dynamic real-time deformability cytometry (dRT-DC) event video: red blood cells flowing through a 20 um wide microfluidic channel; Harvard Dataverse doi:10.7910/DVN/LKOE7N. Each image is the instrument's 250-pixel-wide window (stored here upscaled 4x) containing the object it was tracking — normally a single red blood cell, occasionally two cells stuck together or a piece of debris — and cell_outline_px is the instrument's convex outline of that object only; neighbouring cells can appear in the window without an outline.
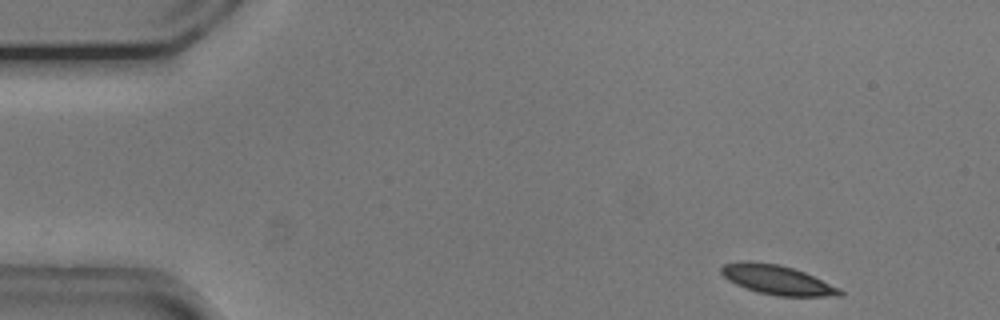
{"species": "common noctule bat (a hibernating species)", "species_latin": "Nyctalus noctula", "temperature_condition": "cold", "stored_images_in_passage": 50, "camera_frame_rate_fps": 3000, "um_per_image_px": 0.085, "animal": {"sex": "male", "body_mass_g": 20.5, "forearm_length_mm": 52.5}, "frame": {"image": 1, "passage_image": 2, "time_ms": 0.333, "image_size_px": [1000, 320], "cell_outline_px": [[844, 296], [776, 296], [744, 288], [728, 280], [720, 272], [720, 268], [724, 264], [740, 260], [752, 260], [780, 264], [804, 272], [840, 288], [844, 292]], "centroid_in_image_um": [66.04, 23.77], "position_along_channel_um": 19.0, "area_um2": 20.52}}
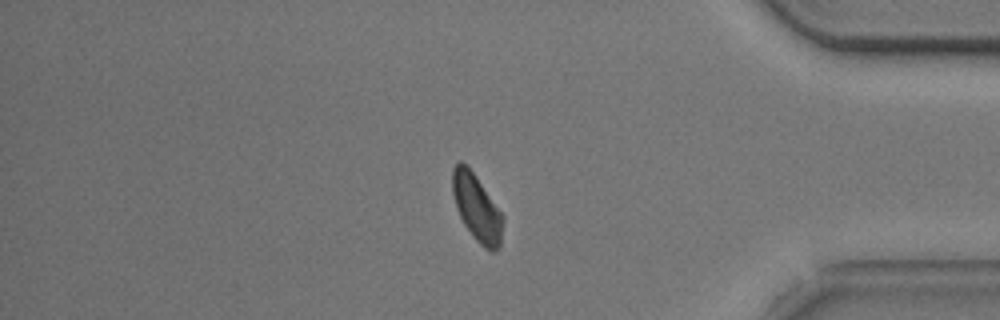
{"frame": {"image": 2, "passage_image": 42, "time_ms": 13.667, "image_size_px": [1000, 320], "cell_outline_px": [[504, 220], [500, 248], [492, 252], [484, 248], [472, 236], [464, 224], [456, 208], [452, 192], [452, 168], [460, 160], [476, 176], [504, 216]], "centroid_in_image_um": [40.54, 17.7], "position_along_channel_um": 394.7, "area_um2": 19.65}}
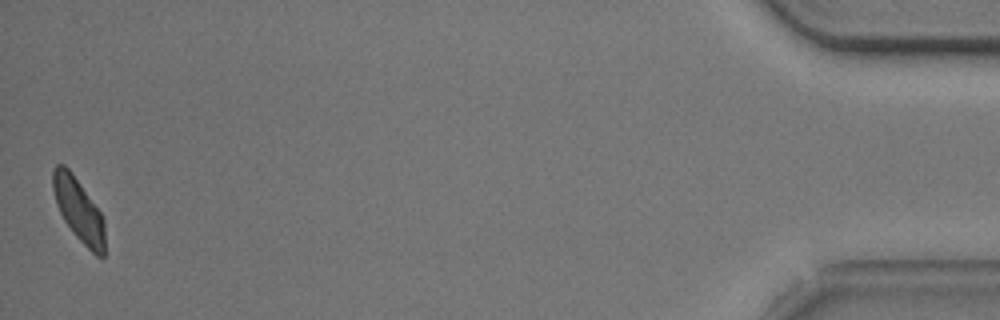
{"frame": {"image": 3, "passage_image": 50, "time_ms": 16.333, "image_size_px": [1000, 320], "cell_outline_px": [[104, 256], [96, 256], [76, 236], [64, 220], [56, 204], [52, 188], [52, 168], [56, 164], [64, 164], [72, 172], [104, 216]], "centroid_in_image_um": [6.67, 17.79], "position_along_channel_um": 428.5, "area_um2": 19.19}, "authors_computed_cell_mechanics": {"area_um2": 20.5768, "velocity_mm_per_s": 3.7248, "shape_relaxation_time_tau1_ms": 2.8496, "shape_relaxation_time_tau2_ms": 4.529, "deformation_change_tau1": 0.1013, "deformation_change_tau2": 0.0885}}